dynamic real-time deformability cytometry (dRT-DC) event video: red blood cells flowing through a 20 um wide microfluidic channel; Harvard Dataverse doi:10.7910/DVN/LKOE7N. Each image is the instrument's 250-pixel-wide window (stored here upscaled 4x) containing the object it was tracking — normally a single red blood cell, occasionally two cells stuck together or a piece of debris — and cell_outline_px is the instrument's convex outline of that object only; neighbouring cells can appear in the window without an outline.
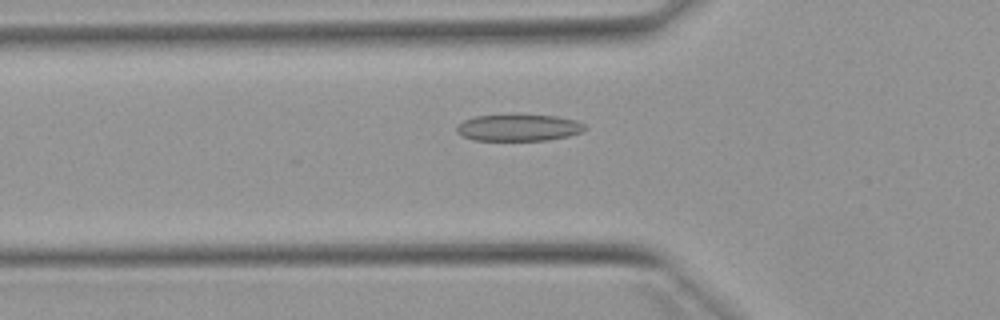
{"species": "Egyptian fruit bat (a non-hibernating species)", "species_latin": "Rousettus aegyptiacus", "temperature_condition": "warm", "stored_images_in_passage": 38, "camera_frame_rate_fps": 3000, "um_per_image_px": 0.085, "animal": {"sex": "female"}, "frame": {"image": 1, "passage_image": 7, "time_ms": 2.0, "image_size_px": [1000, 320], "cell_outline_px": [[588, 128], [580, 132], [568, 136], [548, 140], [472, 140], [456, 132], [456, 128], [464, 120], [476, 116], [556, 116], [576, 120], [584, 124]], "centroid_in_image_um": [44.1, 10.87], "position_along_channel_um": 81.7, "area_um2": 19.48}}
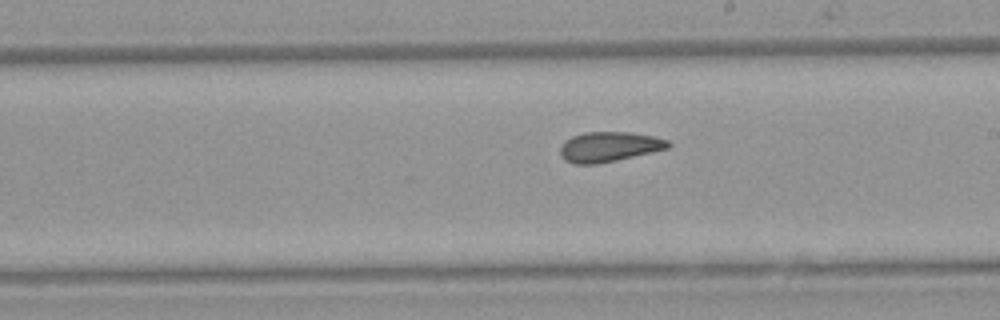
{"frame": {"image": 2, "passage_image": 19, "time_ms": 6.0, "image_size_px": [1000, 320], "cell_outline_px": [[672, 144], [668, 148], [652, 152], [616, 160], [596, 164], [572, 164], [564, 160], [560, 156], [560, 148], [564, 140], [572, 136], [584, 132], [628, 132], [652, 136], [668, 140]], "centroid_in_image_um": [51.73, 12.48], "position_along_channel_um": 237.3, "area_um2": 18.9}}
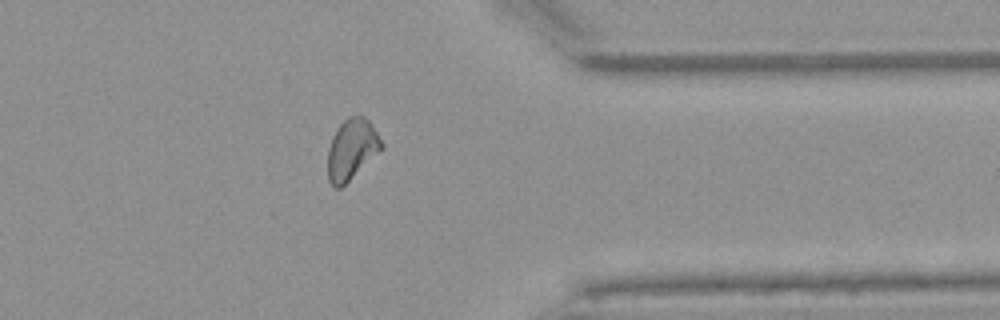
{"frame": {"image": 3, "passage_image": 31, "time_ms": 10.0, "image_size_px": [1000, 320], "cell_outline_px": [[384, 148], [340, 188], [336, 188], [328, 180], [328, 148], [332, 136], [336, 128], [348, 116], [364, 116], [368, 120], [384, 144]], "centroid_in_image_um": [29.89, 12.68], "position_along_channel_um": 381.5, "area_um2": 18.9}}